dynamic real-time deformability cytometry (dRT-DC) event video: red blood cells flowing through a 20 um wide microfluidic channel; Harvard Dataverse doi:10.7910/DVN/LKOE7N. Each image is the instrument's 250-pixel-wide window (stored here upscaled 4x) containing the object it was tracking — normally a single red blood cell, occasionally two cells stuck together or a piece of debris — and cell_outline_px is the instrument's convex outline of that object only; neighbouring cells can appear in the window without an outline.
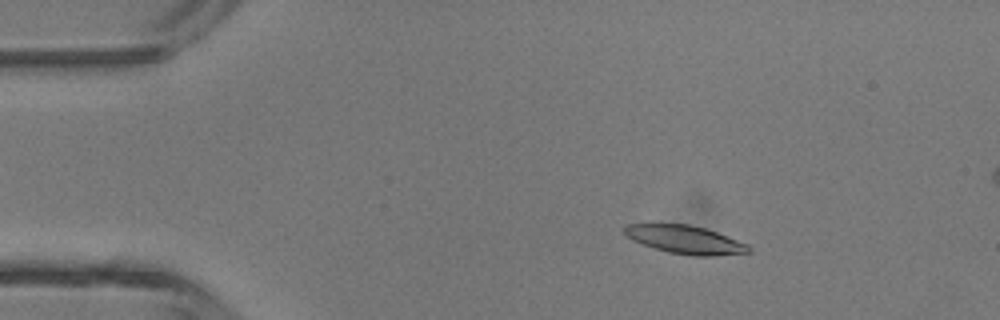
{"species": "common noctule bat (a hibernating species)", "species_latin": "Nyctalus noctula", "temperature_condition": "room temperature", "stored_images_in_passage": 4, "camera_frame_rate_fps": 3000, "um_per_image_px": 0.085, "animal": {"sex": "male", "body_mass_g": 13.3}, "frame": {"image": 1, "passage_image": 2, "time_ms": 0.333, "image_size_px": [1000, 320], "cell_outline_px": [[752, 252], [716, 256], [692, 256], [668, 252], [652, 248], [632, 240], [624, 232], [624, 224], [688, 224], [704, 228], [716, 232], [748, 244], [752, 248]], "centroid_in_image_um": [58.25, 20.38], "position_along_channel_um": 26.7, "area_um2": 20.52}}